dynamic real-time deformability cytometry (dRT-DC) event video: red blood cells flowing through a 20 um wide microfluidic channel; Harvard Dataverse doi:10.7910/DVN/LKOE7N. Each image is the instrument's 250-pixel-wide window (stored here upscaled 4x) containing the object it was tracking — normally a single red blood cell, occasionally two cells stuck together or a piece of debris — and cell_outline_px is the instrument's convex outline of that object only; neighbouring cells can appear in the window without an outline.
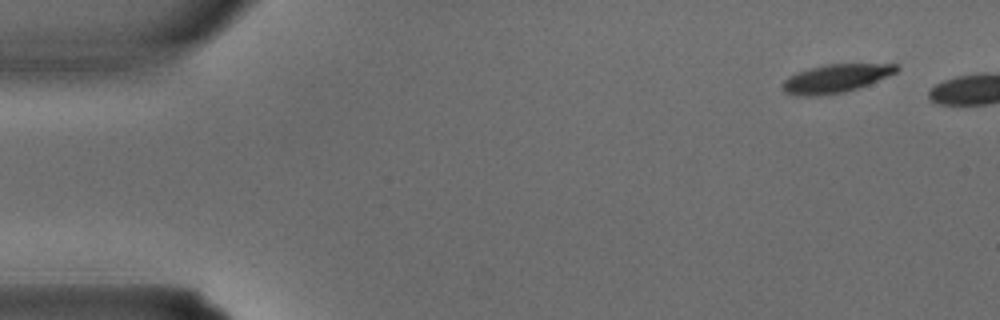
{"species": "common noctule bat (a hibernating species)", "species_latin": "Nyctalus noctula", "temperature_condition": "warm", "stored_images_in_passage": 4, "camera_frame_rate_fps": 3000, "um_per_image_px": 0.085, "animal": {"sex": "male", "body_mass_g": 15.6}, "frame": {"image": 1, "passage_image": 1, "time_ms": 0.0, "image_size_px": [1000, 320], "cell_outline_px": [[900, 68], [896, 72], [868, 84], [844, 92], [816, 96], [796, 96], [784, 92], [780, 84], [788, 76], [796, 72], [828, 64], [896, 64]], "centroid_in_image_um": [70.97, 6.68], "position_along_channel_um": 14.0, "area_um2": 18.67}}